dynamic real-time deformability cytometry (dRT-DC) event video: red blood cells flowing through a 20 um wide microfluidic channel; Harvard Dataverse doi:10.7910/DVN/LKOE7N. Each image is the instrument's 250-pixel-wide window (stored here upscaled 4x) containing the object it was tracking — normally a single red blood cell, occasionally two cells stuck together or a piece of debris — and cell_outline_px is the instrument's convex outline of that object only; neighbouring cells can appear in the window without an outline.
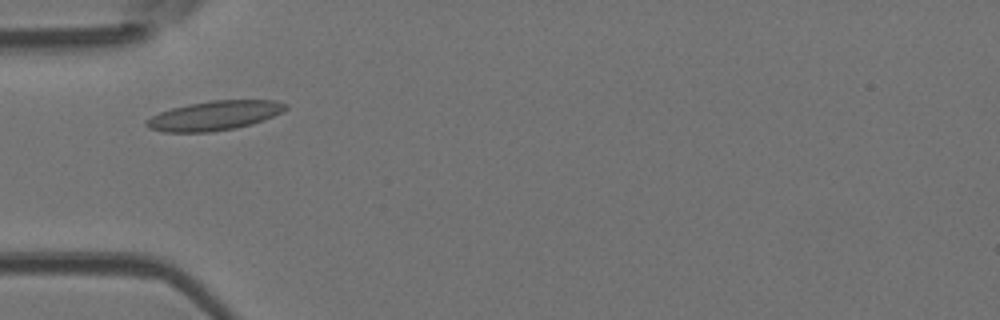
{"species": "Egyptian fruit bat (a non-hibernating species)", "species_latin": "Rousettus aegyptiacus", "temperature_condition": "room temperature", "stored_images_in_passage": 30, "camera_frame_rate_fps": 3000, "um_per_image_px": 0.085, "animal": {"sex": "female"}, "frame": {"image": 1, "passage_image": 1, "time_ms": 0.0, "image_size_px": [1000, 320], "cell_outline_px": [[288, 108], [284, 112], [264, 120], [252, 124], [236, 128], [212, 132], [164, 132], [148, 128], [144, 124], [152, 116], [160, 112], [172, 108], [188, 104], [212, 100], [276, 100], [288, 104]], "centroid_in_image_um": [18.28, 9.82], "position_along_channel_um": 66.7, "area_um2": 23.99}}
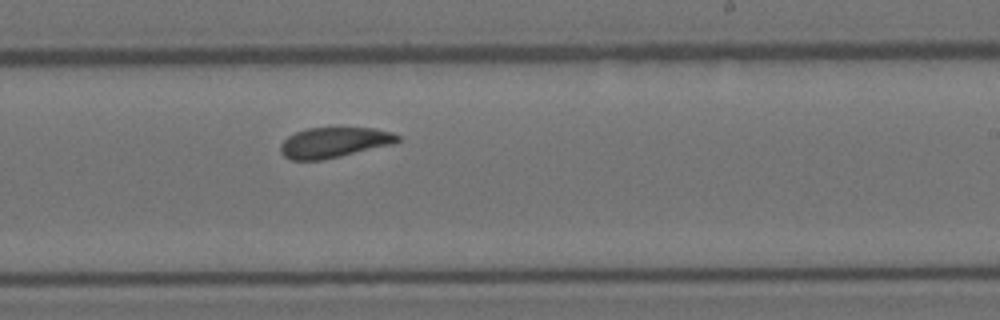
{"frame": {"image": 2, "passage_image": 16, "time_ms": 5.0, "image_size_px": [1000, 320], "cell_outline_px": [[400, 140], [392, 144], [340, 156], [320, 160], [292, 160], [284, 156], [280, 152], [280, 144], [288, 136], [296, 132], [308, 128], [376, 128], [392, 132], [400, 136]], "centroid_in_image_um": [28.38, 12.1], "position_along_channel_um": 260.6, "area_um2": 20.58}}
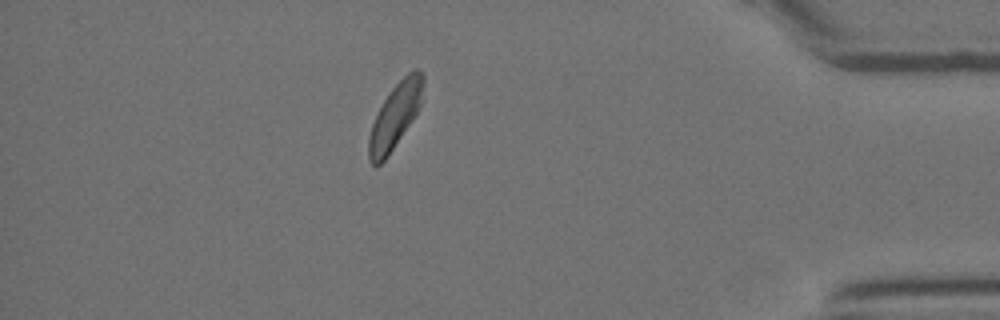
{"frame": {"image": 3, "passage_image": 30, "time_ms": 9.667, "image_size_px": [1000, 320], "cell_outline_px": [[424, 80], [420, 104], [416, 112], [388, 156], [376, 168], [368, 160], [368, 136], [372, 124], [384, 100], [392, 88], [408, 72], [416, 68], [424, 72]], "centroid_in_image_um": [33.56, 9.86], "position_along_channel_um": 401.6, "area_um2": 20.17}, "authors_computed_cell_mechanics": {"area_um2": 21.2126, "velocity_mm_per_s": 3.893, "shape_relaxation_time_tau1_ms": 4.8776, "shape_relaxation_time_tau2_ms": 1.6066, "deformation_change_tau1": 0.1372, "deformation_change_tau2": 0.0705}}